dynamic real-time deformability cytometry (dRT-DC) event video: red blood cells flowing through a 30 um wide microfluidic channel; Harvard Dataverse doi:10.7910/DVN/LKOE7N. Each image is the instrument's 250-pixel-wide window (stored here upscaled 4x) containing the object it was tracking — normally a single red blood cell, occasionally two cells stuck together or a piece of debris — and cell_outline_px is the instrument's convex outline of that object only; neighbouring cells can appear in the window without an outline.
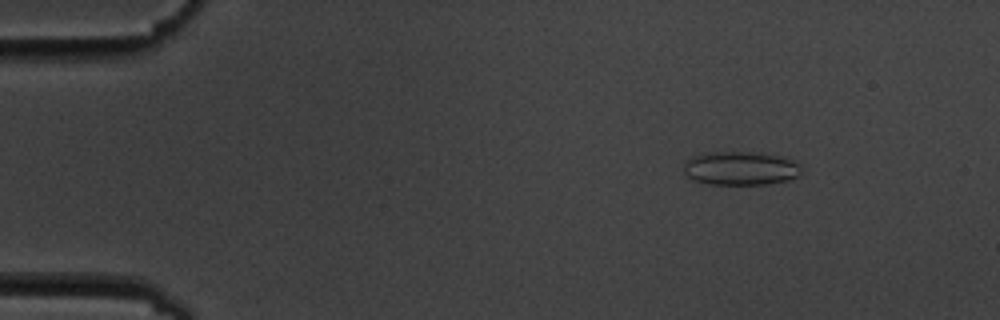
{"species": "common noctule bat (a hibernating species)", "species_latin": "Nyctalus noctula", "temperature_condition": "cold", "stored_images_in_passage": 5, "camera_frame_rate_fps": 3000, "um_per_image_px": 0.085, "animal": {"sex": "male", "body_mass_g": 19.5, "forearm_length_mm": 54.6}, "frame": {"image": 1, "passage_image": 3, "time_ms": 2.333, "image_size_px": [1000, 320], "cell_outline_px": [[800, 176], [788, 180], [768, 184], [712, 184], [692, 180], [684, 172], [684, 164], [692, 156], [704, 152], [756, 152], [784, 156], [792, 160], [800, 168]], "centroid_in_image_um": [62.94, 14.3], "position_along_channel_um": 22.1, "area_um2": 23.18}}
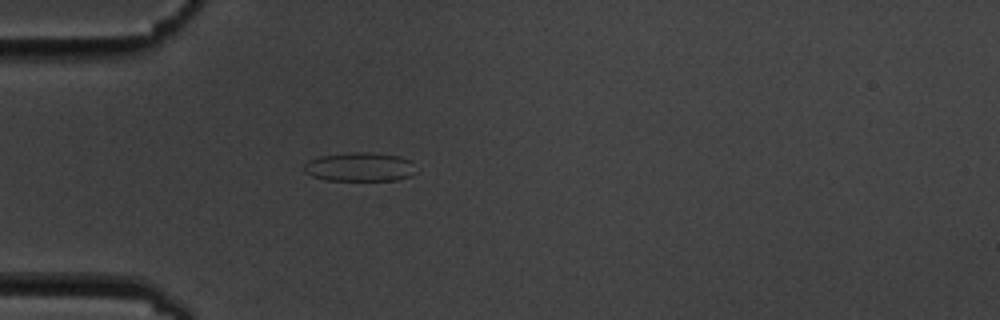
{"frame": {"image": 2, "passage_image": 5, "time_ms": 5.333, "image_size_px": [1000, 320], "cell_outline_px": [[416, 172], [412, 176], [396, 180], [328, 180], [312, 176], [304, 172], [304, 164], [308, 160], [320, 156], [352, 152], [372, 152], [400, 156], [412, 160]], "centroid_in_image_um": [30.61, 14.18], "position_along_channel_um": 54.4, "area_um2": 19.07}}